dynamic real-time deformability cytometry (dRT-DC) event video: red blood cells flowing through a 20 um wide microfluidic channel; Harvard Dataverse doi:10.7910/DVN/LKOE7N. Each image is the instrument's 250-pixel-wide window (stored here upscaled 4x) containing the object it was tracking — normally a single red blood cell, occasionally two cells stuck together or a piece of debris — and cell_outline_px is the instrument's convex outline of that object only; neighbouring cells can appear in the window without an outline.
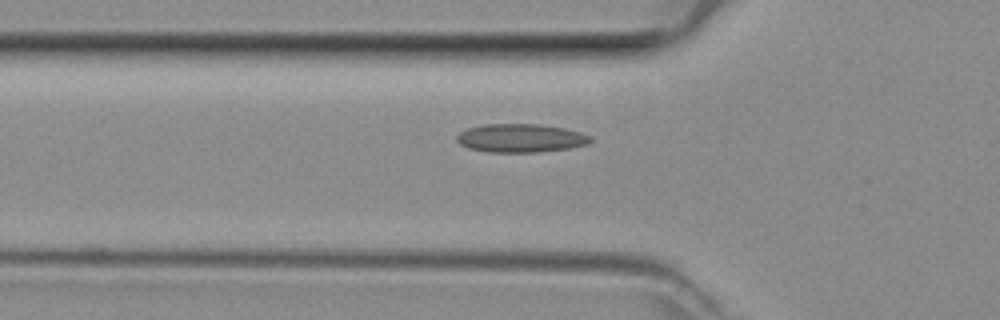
{"species": "common noctule bat (a hibernating species)", "species_latin": "Nyctalus noctula", "temperature_condition": "room temperature", "stored_images_in_passage": 15, "camera_frame_rate_fps": 3000, "um_per_image_px": 0.085, "animal": {"sex": "female", "body_mass_g": 29.2, "forearm_length_mm": 56.3}, "frame": {"image": 1, "passage_image": 3, "time_ms": 0.667, "image_size_px": [1000, 320], "cell_outline_px": [[592, 140], [588, 144], [568, 148], [536, 152], [488, 152], [468, 148], [460, 144], [456, 140], [456, 136], [460, 132], [468, 128], [484, 124], [540, 124], [564, 128], [580, 132], [592, 136]], "centroid_in_image_um": [44.25, 11.73], "position_along_channel_um": 81.5, "area_um2": 22.2}}
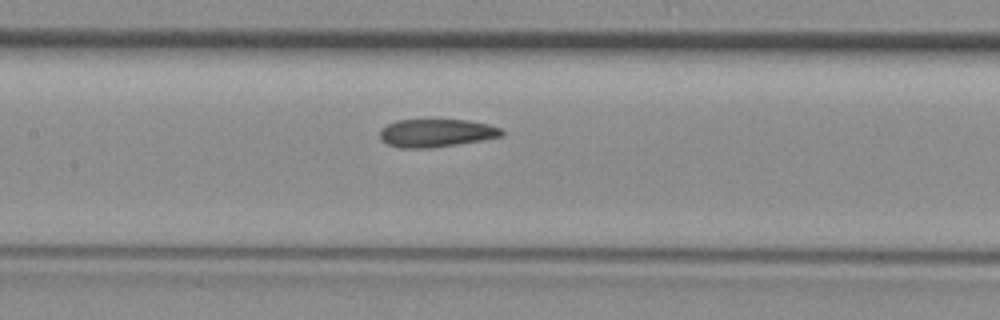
{"frame": {"image": 2, "passage_image": 9, "time_ms": 2.667, "image_size_px": [1000, 320], "cell_outline_px": [[504, 132], [500, 136], [480, 140], [432, 148], [400, 148], [388, 144], [380, 140], [380, 128], [396, 120], [464, 120], [488, 124], [500, 128]], "centroid_in_image_um": [37.02, 11.31], "position_along_channel_um": 170.4, "area_um2": 19.71}}
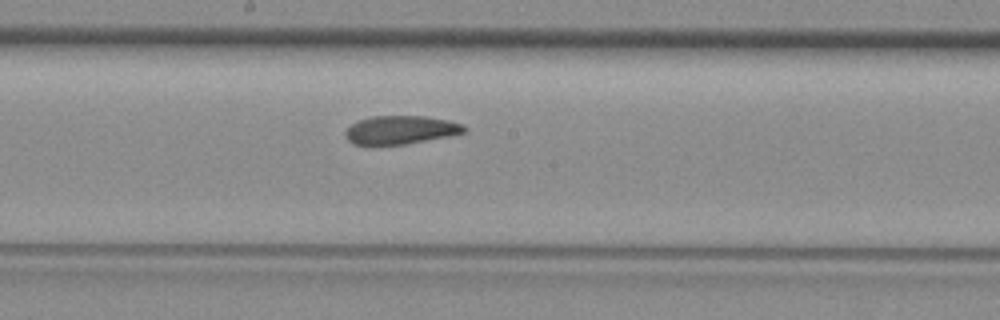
{"frame": {"image": 3, "passage_image": 12, "time_ms": 3.667, "image_size_px": [1000, 320], "cell_outline_px": [[468, 128], [464, 132], [448, 136], [404, 144], [352, 144], [344, 136], [344, 132], [352, 124], [360, 120], [372, 116], [424, 116], [448, 120], [464, 124]], "centroid_in_image_um": [34.06, 11.03], "position_along_channel_um": 214.1, "area_um2": 19.48}}